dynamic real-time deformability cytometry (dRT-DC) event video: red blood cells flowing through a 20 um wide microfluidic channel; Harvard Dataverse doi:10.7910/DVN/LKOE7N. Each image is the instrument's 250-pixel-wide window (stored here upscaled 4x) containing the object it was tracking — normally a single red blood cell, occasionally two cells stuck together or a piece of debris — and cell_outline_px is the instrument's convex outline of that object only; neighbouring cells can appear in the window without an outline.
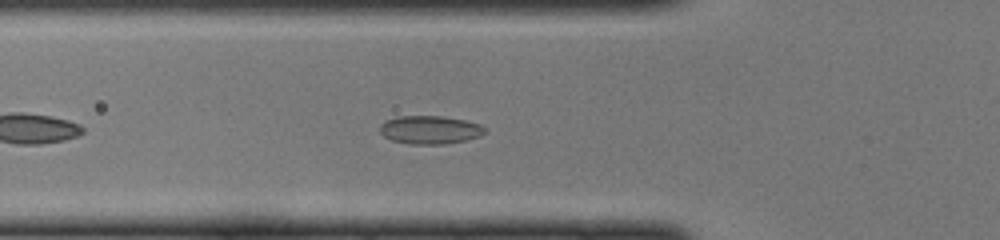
{"species": "common noctule bat (a hibernating species)", "species_latin": "Nyctalus noctula", "temperature_condition": "cold", "stored_images_in_passage": 39, "camera_frame_rate_fps": 3000, "um_per_image_px": 0.085, "animal": {"sex": "female", "body_mass_g": 22.0, "forearm_length_mm": 56.7}, "frame": {"image": 1, "passage_image": 7, "time_ms": 2.0, "image_size_px": [1000, 240], "cell_outline_px": [[484, 132], [480, 136], [464, 140], [444, 144], [408, 144], [392, 140], [384, 136], [380, 132], [380, 124], [384, 120], [396, 116], [444, 116], [468, 120], [480, 124], [484, 128]], "centroid_in_image_um": [36.51, 11.02], "position_along_channel_um": 89.3, "area_um2": 17.4}}
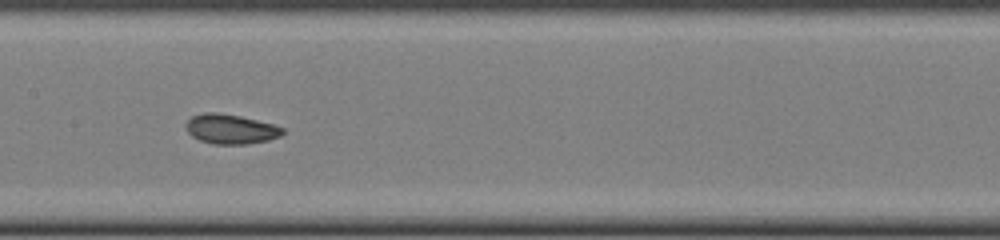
{"frame": {"image": 2, "passage_image": 14, "time_ms": 4.333, "image_size_px": [1000, 240], "cell_outline_px": [[284, 132], [280, 136], [268, 140], [248, 144], [212, 144], [200, 140], [192, 136], [188, 132], [188, 120], [192, 116], [204, 112], [216, 112], [240, 116], [272, 124], [284, 128]], "centroid_in_image_um": [19.62, 10.97], "position_along_channel_um": 187.8, "area_um2": 16.53}}
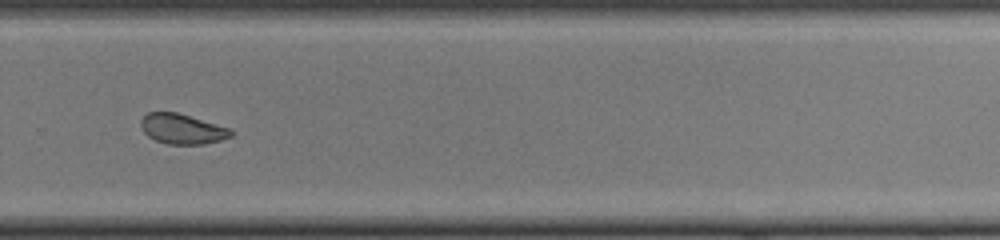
{"frame": {"image": 3, "passage_image": 23, "time_ms": 7.333, "image_size_px": [1000, 240], "cell_outline_px": [[232, 136], [220, 140], [204, 144], [168, 144], [156, 140], [148, 136], [144, 132], [140, 124], [140, 120], [148, 112], [176, 112], [232, 128]], "centroid_in_image_um": [15.5, 10.95], "position_along_channel_um": 314.3, "area_um2": 15.78}}